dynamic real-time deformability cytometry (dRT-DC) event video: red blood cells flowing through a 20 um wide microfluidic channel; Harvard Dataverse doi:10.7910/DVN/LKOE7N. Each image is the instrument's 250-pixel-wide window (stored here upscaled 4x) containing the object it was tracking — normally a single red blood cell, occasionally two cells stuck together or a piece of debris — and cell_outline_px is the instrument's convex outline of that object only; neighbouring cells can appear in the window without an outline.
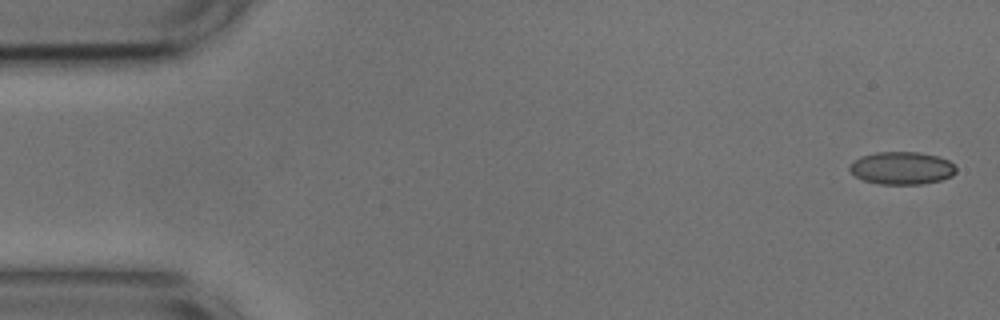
{"species": "common noctule bat (a hibernating species)", "species_latin": "Nyctalus noctula", "temperature_condition": "cold", "stored_images_in_passage": 14, "camera_frame_rate_fps": 3000, "um_per_image_px": 0.085, "animal": {"sex": "male", "body_mass_g": 17.9, "forearm_length_mm": 54.2}, "frame": {"image": 1, "passage_image": 1, "time_ms": 0.0, "image_size_px": [1000, 320], "cell_outline_px": [[956, 172], [952, 176], [940, 180], [924, 184], [880, 184], [864, 180], [856, 176], [848, 168], [848, 164], [860, 156], [876, 152], [916, 152], [936, 156], [948, 160], [956, 168]], "centroid_in_image_um": [76.63, 14.29], "position_along_channel_um": 8.4, "area_um2": 20.23}}
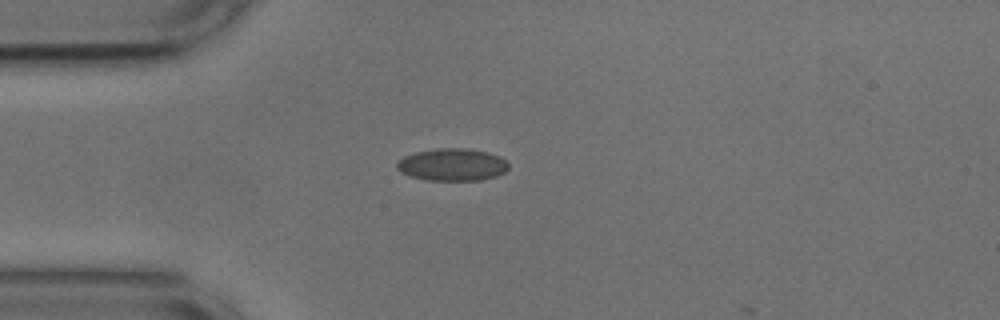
{"frame": {"image": 2, "passage_image": 13, "time_ms": 4.0, "image_size_px": [1000, 320], "cell_outline_px": [[508, 168], [504, 172], [496, 176], [480, 180], [424, 180], [408, 176], [400, 172], [396, 168], [396, 160], [404, 156], [416, 152], [436, 148], [464, 148], [488, 152], [500, 156], [508, 164]], "centroid_in_image_um": [38.39, 14.0], "position_along_channel_um": 46.6, "area_um2": 21.21}}